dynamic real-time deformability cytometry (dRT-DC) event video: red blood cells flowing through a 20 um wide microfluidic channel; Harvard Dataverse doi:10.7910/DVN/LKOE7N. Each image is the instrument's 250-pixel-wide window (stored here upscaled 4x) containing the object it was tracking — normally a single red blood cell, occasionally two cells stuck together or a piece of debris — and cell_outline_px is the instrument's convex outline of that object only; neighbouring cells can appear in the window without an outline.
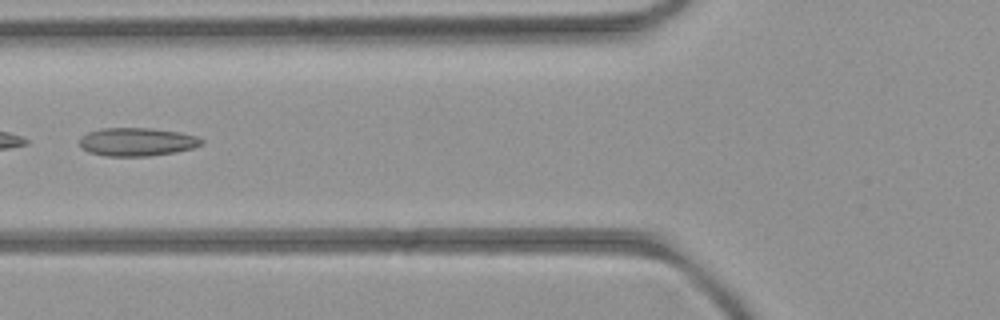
{"species": "common noctule bat (a hibernating species)", "species_latin": "Nyctalus noctula", "temperature_condition": "room temperature", "stored_images_in_passage": 6, "camera_frame_rate_fps": 3000, "um_per_image_px": 0.085, "animal": {"sex": "female", "body_mass_g": 21.9}, "frame": {"image": 1, "passage_image": 5, "time_ms": 4.667, "image_size_px": [1000, 320], "cell_outline_px": [[204, 144], [192, 148], [176, 152], [148, 156], [104, 156], [88, 152], [80, 148], [80, 136], [88, 132], [100, 128], [152, 128], [180, 132], [196, 136], [204, 140]], "centroid_in_image_um": [11.63, 12.06], "position_along_channel_um": 114.2, "area_um2": 20.35}}
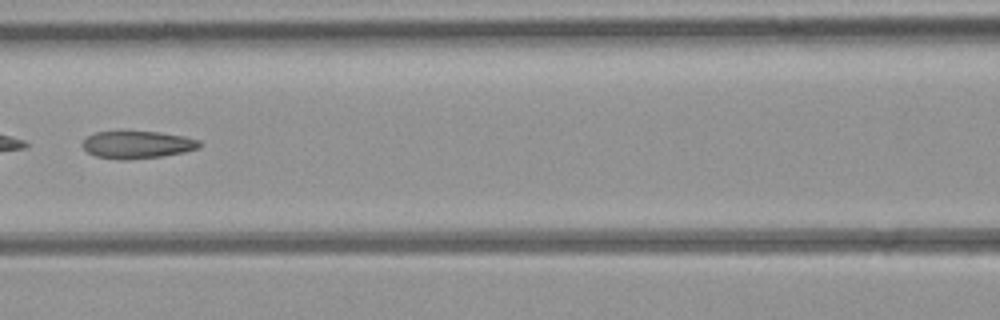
{"frame": {"image": 2, "passage_image": 6, "time_ms": 5.667, "image_size_px": [1000, 320], "cell_outline_px": [[200, 148], [184, 152], [160, 156], [128, 160], [120, 160], [96, 156], [88, 152], [80, 144], [88, 136], [96, 132], [160, 132], [184, 136], [200, 140]], "centroid_in_image_um": [11.68, 12.3], "position_along_channel_um": 154.9, "area_um2": 18.61}}